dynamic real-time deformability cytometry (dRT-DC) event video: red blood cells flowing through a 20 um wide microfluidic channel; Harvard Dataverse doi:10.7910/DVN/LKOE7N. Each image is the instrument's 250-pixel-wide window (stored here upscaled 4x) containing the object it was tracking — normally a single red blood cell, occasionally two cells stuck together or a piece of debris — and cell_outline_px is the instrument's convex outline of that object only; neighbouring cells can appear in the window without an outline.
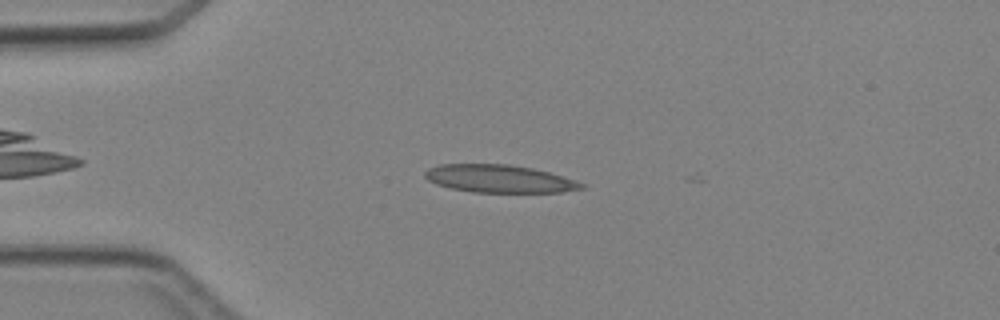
{"species": "Egyptian fruit bat (a non-hibernating species)", "species_latin": "Rousettus aegyptiacus", "temperature_condition": "cold", "stored_images_in_passage": 3, "camera_frame_rate_fps": 3000, "um_per_image_px": 0.085, "animal": {"sex": "female"}, "frame": {"image": 1, "passage_image": 2, "time_ms": 1.0, "image_size_px": [1000, 320], "cell_outline_px": [[588, 184], [584, 188], [560, 192], [472, 192], [452, 188], [436, 184], [428, 180], [424, 176], [424, 172], [428, 168], [440, 164], [508, 164], [532, 168], [548, 172], [576, 180]], "centroid_in_image_um": [42.45, 15.19], "position_along_channel_um": 42.6, "area_um2": 25.32}}